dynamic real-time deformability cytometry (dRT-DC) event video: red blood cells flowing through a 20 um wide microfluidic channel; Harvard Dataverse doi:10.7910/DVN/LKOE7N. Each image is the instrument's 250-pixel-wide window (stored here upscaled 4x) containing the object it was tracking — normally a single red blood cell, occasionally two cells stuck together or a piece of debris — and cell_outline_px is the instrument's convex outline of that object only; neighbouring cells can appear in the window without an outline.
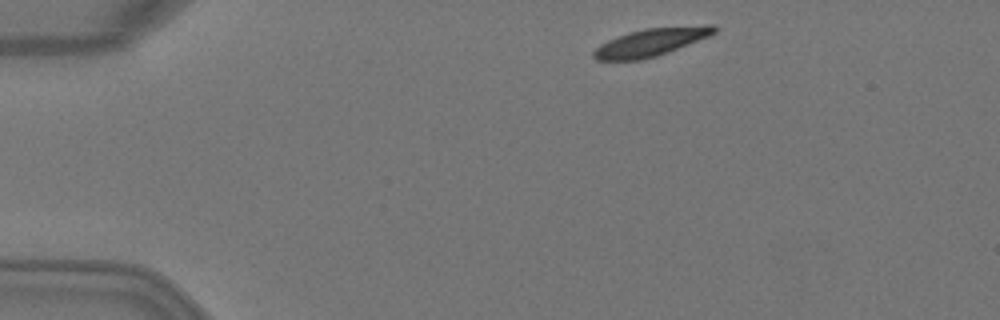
{"species": "Egyptian fruit bat (a non-hibernating species)", "species_latin": "Rousettus aegyptiacus", "temperature_condition": "warm", "stored_images_in_passage": 2, "camera_frame_rate_fps": 3000, "um_per_image_px": 0.085, "animal": {"sex": "female"}, "frame": {"image": 1, "passage_image": 1, "time_ms": 0.0, "image_size_px": [1000, 320], "cell_outline_px": [[716, 32], [708, 36], [668, 52], [656, 56], [640, 60], [596, 60], [592, 56], [592, 52], [600, 44], [616, 36], [628, 32], [644, 28], [704, 24], [716, 24]], "centroid_in_image_um": [55.33, 3.57], "position_along_channel_um": 29.7, "area_um2": 19.65}}